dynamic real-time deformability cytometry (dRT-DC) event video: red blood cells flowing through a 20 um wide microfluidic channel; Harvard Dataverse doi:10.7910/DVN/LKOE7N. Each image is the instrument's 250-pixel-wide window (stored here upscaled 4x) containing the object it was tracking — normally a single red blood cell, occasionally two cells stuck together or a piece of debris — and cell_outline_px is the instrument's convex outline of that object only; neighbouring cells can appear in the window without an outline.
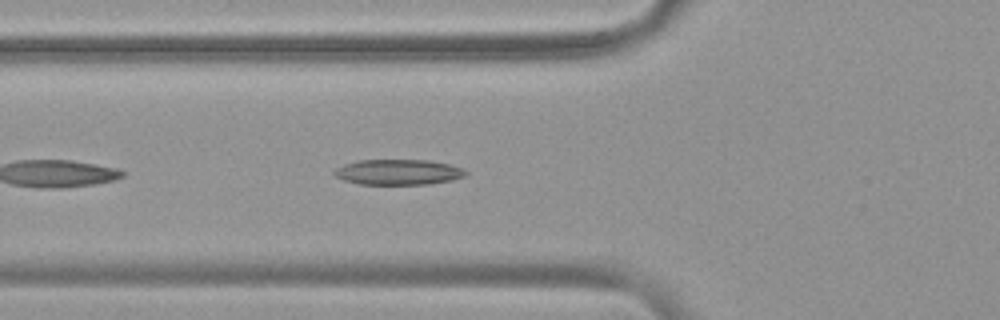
{"species": "common noctule bat (a hibernating species)", "species_latin": "Nyctalus noctula", "temperature_condition": "warm", "stored_images_in_passage": 33, "camera_frame_rate_fps": 3000, "um_per_image_px": 0.085, "animal": {"sex": "female", "body_mass_g": 19.9}, "frame": {"image": 1, "passage_image": 5, "time_ms": 1.333, "image_size_px": [1000, 320], "cell_outline_px": [[468, 172], [464, 176], [452, 180], [428, 184], [360, 184], [344, 180], [336, 176], [332, 172], [336, 168], [344, 164], [356, 160], [428, 160], [448, 164], [464, 168]], "centroid_in_image_um": [33.85, 14.62], "position_along_channel_um": 92.0, "area_um2": 19.48}}
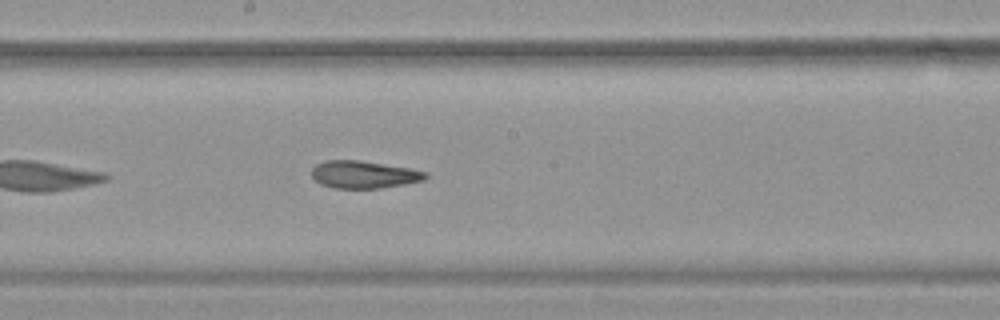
{"frame": {"image": 2, "passage_image": 15, "time_ms": 4.667, "image_size_px": [1000, 320], "cell_outline_px": [[428, 176], [424, 180], [404, 184], [380, 188], [336, 188], [320, 184], [312, 176], [312, 168], [316, 164], [324, 160], [360, 160], [408, 168], [428, 172]], "centroid_in_image_um": [30.92, 14.83], "position_along_channel_um": 217.3, "area_um2": 18.15}}
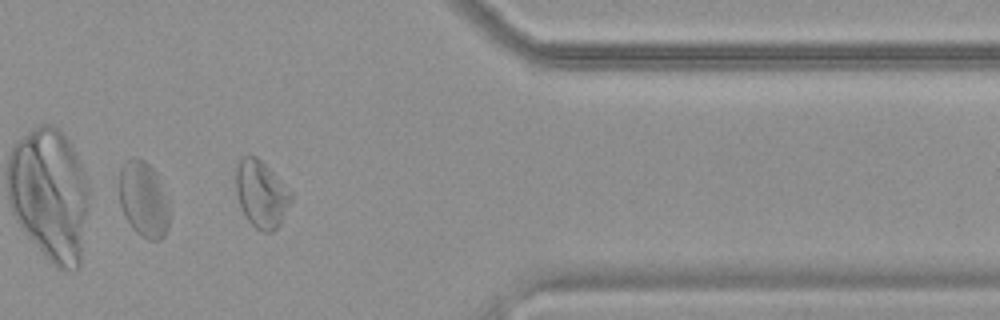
{"frame": {"image": 3, "passage_image": 30, "time_ms": 9.667, "image_size_px": [1000, 320], "cell_outline_px": [[292, 200], [280, 224], [272, 232], [264, 232], [256, 228], [248, 220], [240, 204], [236, 192], [236, 168], [240, 160], [244, 156], [256, 156], [292, 192]], "centroid_in_image_um": [22.22, 16.51], "position_along_channel_um": 389.2, "area_um2": 21.1}, "authors_computed_cell_mechanics": {"area_um2": 19.1318, "velocity_mm_per_s": 3.7566, "shape_relaxation_time_tau1_ms": 6.9843, "shape_relaxation_time_tau2_ms": 2.9591, "deformation_change_tau1": 0.1705, "deformation_change_tau2": 0.1162}}